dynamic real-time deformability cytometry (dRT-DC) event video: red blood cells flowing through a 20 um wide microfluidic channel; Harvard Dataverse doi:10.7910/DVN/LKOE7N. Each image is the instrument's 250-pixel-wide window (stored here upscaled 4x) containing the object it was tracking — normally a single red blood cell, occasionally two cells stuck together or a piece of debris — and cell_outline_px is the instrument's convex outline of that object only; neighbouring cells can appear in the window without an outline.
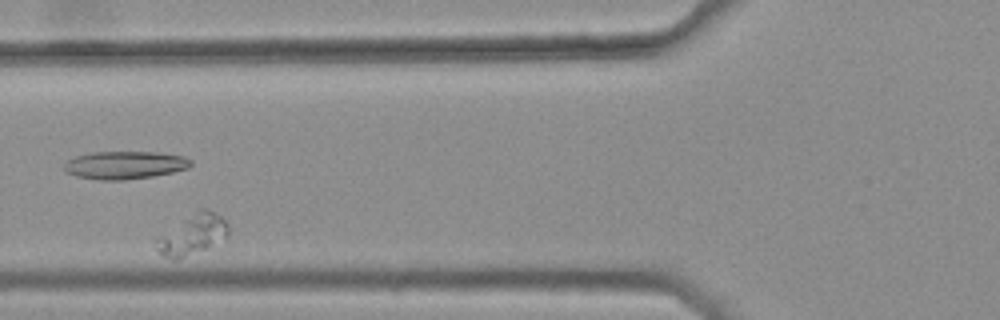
{"species": "common noctule bat (a hibernating species)", "species_latin": "Nyctalus noctula", "temperature_condition": "warm", "stored_images_in_passage": 36, "camera_frame_rate_fps": 3000, "um_per_image_px": 0.085, "animal": {"sex": "female", "body_mass_g": 25.1}, "frame": {"image": 1, "passage_image": 10, "time_ms": 3.0, "image_size_px": [1000, 320], "cell_outline_px": [[228, 236], [204, 248], [176, 260], [172, 260], [160, 256], [156, 248], [156, 236], [196, 208], [204, 208], [220, 216], [228, 224]], "centroid_in_image_um": [16.27, 19.91], "position_along_channel_um": 109.5, "area_um2": 17.11}}
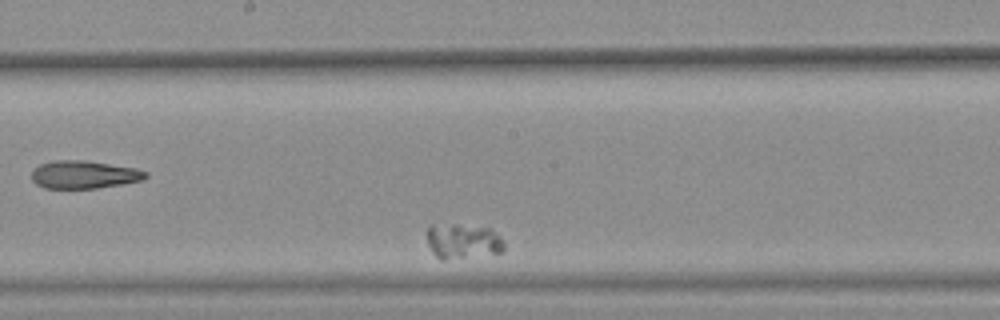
{"frame": {"image": 2, "passage_image": 20, "time_ms": 6.333, "image_size_px": [1000, 320], "cell_outline_px": [[504, 252], [444, 260], [440, 260], [432, 252], [428, 244], [428, 224], [456, 224], [488, 228], [504, 240]], "centroid_in_image_um": [39.32, 20.5], "position_along_channel_um": 208.9, "area_um2": 15.84}}
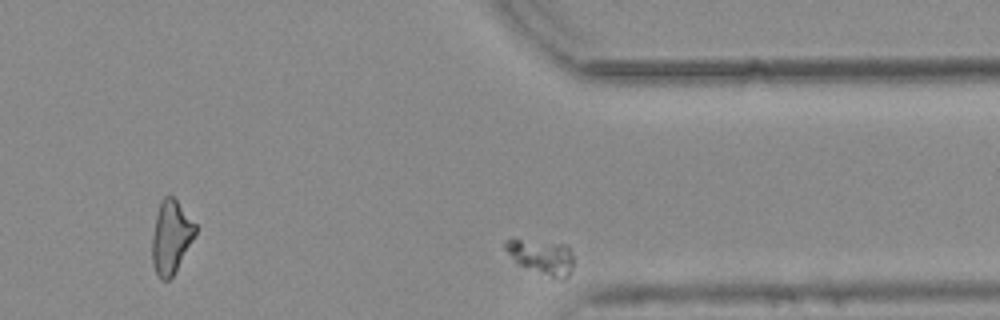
{"frame": {"image": 3, "passage_image": 35, "time_ms": 11.333, "image_size_px": [1000, 320], "cell_outline_px": [[572, 268], [568, 276], [564, 280], [516, 264], [504, 248], [504, 240], [520, 240], [568, 244], [572, 252]], "centroid_in_image_um": [46.04, 21.82], "position_along_channel_um": 365.4, "area_um2": 13.58}}